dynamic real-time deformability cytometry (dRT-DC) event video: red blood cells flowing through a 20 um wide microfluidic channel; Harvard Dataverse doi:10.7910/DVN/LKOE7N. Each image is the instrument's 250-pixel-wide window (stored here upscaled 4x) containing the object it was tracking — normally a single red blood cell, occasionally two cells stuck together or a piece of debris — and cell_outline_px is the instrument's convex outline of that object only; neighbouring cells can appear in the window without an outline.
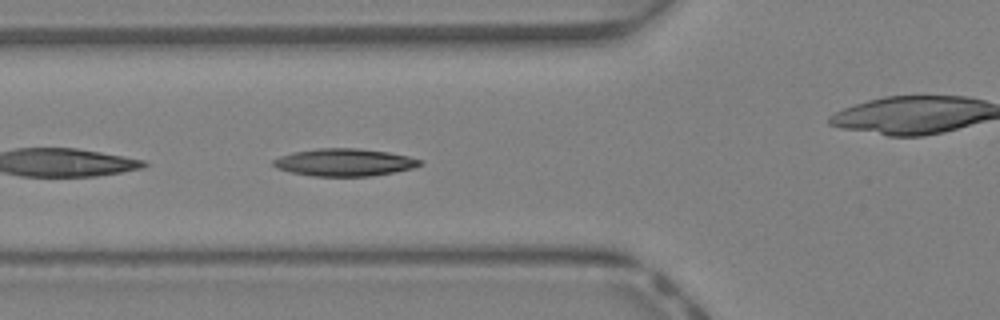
{"species": "Egyptian fruit bat (a non-hibernating species)", "species_latin": "Rousettus aegyptiacus", "temperature_condition": "warm", "stored_images_in_passage": 44, "camera_frame_rate_fps": 3000, "um_per_image_px": 0.085, "animal": {"sex": "female"}, "frame": {"image": 1, "passage_image": 15, "time_ms": 4.667, "image_size_px": [1000, 320], "cell_outline_px": [[424, 164], [412, 168], [372, 176], [312, 176], [292, 172], [276, 168], [272, 164], [272, 160], [280, 156], [292, 152], [320, 148], [356, 148], [388, 152], [408, 156], [424, 160]], "centroid_in_image_um": [29.28, 13.8], "position_along_channel_um": 96.5, "area_um2": 23.47}}
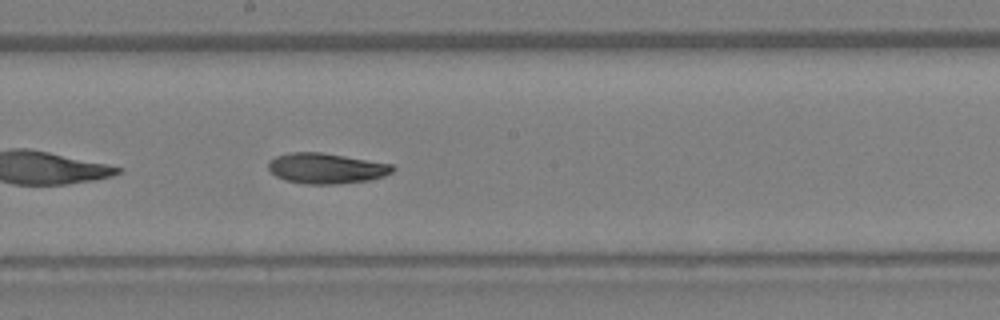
{"frame": {"image": 2, "passage_image": 23, "time_ms": 7.333, "image_size_px": [1000, 320], "cell_outline_px": [[396, 168], [392, 172], [384, 176], [368, 180], [336, 184], [308, 184], [284, 180], [276, 176], [268, 168], [268, 160], [276, 156], [288, 152], [320, 152], [392, 164]], "centroid_in_image_um": [27.7, 14.3], "position_along_channel_um": 220.5, "area_um2": 22.02}}
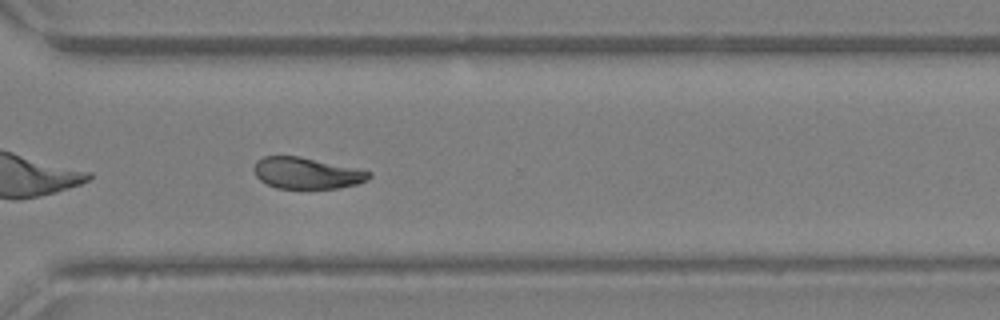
{"frame": {"image": 3, "passage_image": 31, "time_ms": 10.0, "image_size_px": [1000, 320], "cell_outline_px": [[372, 176], [368, 180], [356, 184], [336, 188], [276, 188], [260, 180], [256, 176], [252, 168], [256, 160], [264, 156], [300, 156], [372, 172]], "centroid_in_image_um": [26.03, 14.71], "position_along_channel_um": 344.6, "area_um2": 20.92}, "authors_computed_cell_mechanics": {"area_um2": 22.5998, "velocity_mm_per_s": 4.6545, "shape_relaxation_time_tau1_ms": 8.3362, "shape_relaxation_time_tau2_ms": 5.6239, "deformation_change_tau1": 0.231, "deformation_change_tau2": 0.1333}}